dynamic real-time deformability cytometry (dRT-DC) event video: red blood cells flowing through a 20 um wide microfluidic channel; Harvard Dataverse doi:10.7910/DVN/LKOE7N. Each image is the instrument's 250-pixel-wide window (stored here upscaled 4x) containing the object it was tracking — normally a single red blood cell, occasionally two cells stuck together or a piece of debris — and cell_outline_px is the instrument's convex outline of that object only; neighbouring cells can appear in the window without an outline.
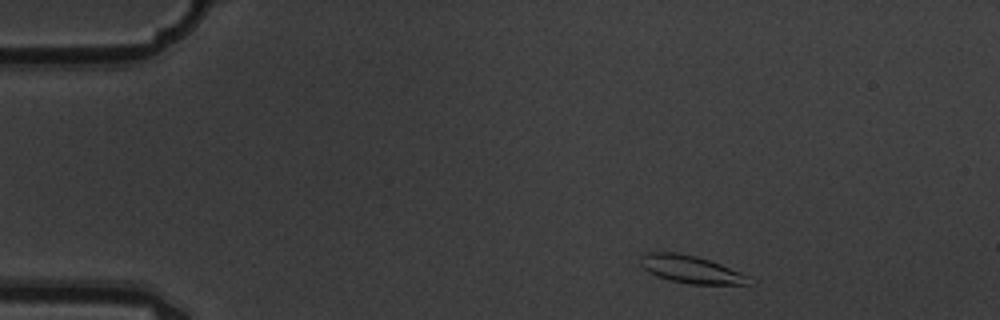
{"species": "common noctule bat (a hibernating species)", "species_latin": "Nyctalus noctula", "temperature_condition": "warm", "stored_images_in_passage": 3, "camera_frame_rate_fps": 3000, "um_per_image_px": 0.085, "animal": {"sex": "male", "body_mass_g": 19.5, "forearm_length_mm": 54.6}, "frame": {"image": 1, "passage_image": 1, "time_ms": 0.0, "image_size_px": [1000, 320], "cell_outline_px": [[748, 284], [688, 284], [656, 276], [648, 272], [640, 264], [640, 256], [648, 252], [676, 252], [696, 256], [720, 264], [740, 272], [748, 276]], "centroid_in_image_um": [58.66, 22.88], "position_along_channel_um": 26.3, "area_um2": 17.17}}